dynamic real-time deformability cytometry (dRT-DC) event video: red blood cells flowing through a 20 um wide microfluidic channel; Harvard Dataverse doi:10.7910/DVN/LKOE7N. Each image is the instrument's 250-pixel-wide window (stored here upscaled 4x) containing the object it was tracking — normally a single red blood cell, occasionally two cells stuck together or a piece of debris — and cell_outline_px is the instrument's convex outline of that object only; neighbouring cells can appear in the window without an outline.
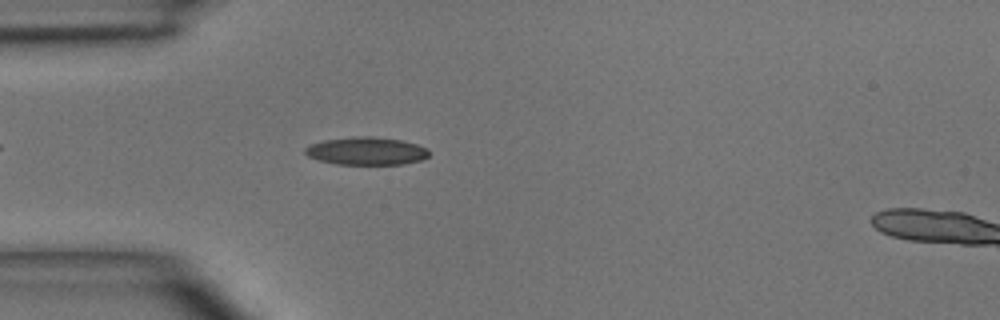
{"species": "common noctule bat (a hibernating species)", "species_latin": "Nyctalus noctula", "temperature_condition": "room temperature", "stored_images_in_passage": 5, "segment_of_instrument_passage": [1, 2], "camera_frame_rate_fps": 3000, "um_per_image_px": 0.085, "animal": {"sex": "male", "body_mass_g": 15.6}, "frame": {"image": 1, "passage_image": 4, "time_ms": 3.333, "image_size_px": [1000, 320], "cell_outline_px": [[428, 156], [420, 160], [400, 164], [336, 164], [320, 160], [308, 156], [304, 152], [304, 148], [312, 144], [324, 140], [352, 136], [372, 136], [400, 140], [416, 144], [428, 148]], "centroid_in_image_um": [31.13, 12.83], "position_along_channel_um": 53.9, "area_um2": 19.94}}